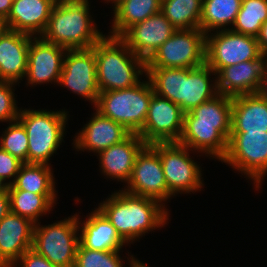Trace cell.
Here are the masks:
<instances>
[{
    "mask_svg": "<svg viewBox=\"0 0 267 267\" xmlns=\"http://www.w3.org/2000/svg\"><path fill=\"white\" fill-rule=\"evenodd\" d=\"M165 206L154 199L129 194L122 188L100 202L98 209L129 244L145 236L148 231L167 224L169 212Z\"/></svg>",
    "mask_w": 267,
    "mask_h": 267,
    "instance_id": "1",
    "label": "cell"
},
{
    "mask_svg": "<svg viewBox=\"0 0 267 267\" xmlns=\"http://www.w3.org/2000/svg\"><path fill=\"white\" fill-rule=\"evenodd\" d=\"M89 6L88 0H57L40 37L67 50L92 48L106 34L91 19Z\"/></svg>",
    "mask_w": 267,
    "mask_h": 267,
    "instance_id": "2",
    "label": "cell"
},
{
    "mask_svg": "<svg viewBox=\"0 0 267 267\" xmlns=\"http://www.w3.org/2000/svg\"><path fill=\"white\" fill-rule=\"evenodd\" d=\"M92 49L100 92L133 87L146 74V61L135 55L120 37L106 35Z\"/></svg>",
    "mask_w": 267,
    "mask_h": 267,
    "instance_id": "3",
    "label": "cell"
},
{
    "mask_svg": "<svg viewBox=\"0 0 267 267\" xmlns=\"http://www.w3.org/2000/svg\"><path fill=\"white\" fill-rule=\"evenodd\" d=\"M68 111L20 108L18 120L28 136V163L51 165L50 157L60 149L68 121Z\"/></svg>",
    "mask_w": 267,
    "mask_h": 267,
    "instance_id": "4",
    "label": "cell"
},
{
    "mask_svg": "<svg viewBox=\"0 0 267 267\" xmlns=\"http://www.w3.org/2000/svg\"><path fill=\"white\" fill-rule=\"evenodd\" d=\"M122 90L100 92L94 110L121 124L130 133L138 134L147 117L154 93L149 79Z\"/></svg>",
    "mask_w": 267,
    "mask_h": 267,
    "instance_id": "5",
    "label": "cell"
},
{
    "mask_svg": "<svg viewBox=\"0 0 267 267\" xmlns=\"http://www.w3.org/2000/svg\"><path fill=\"white\" fill-rule=\"evenodd\" d=\"M40 223L34 224L32 249L58 267H74L79 245L77 213L53 224Z\"/></svg>",
    "mask_w": 267,
    "mask_h": 267,
    "instance_id": "6",
    "label": "cell"
},
{
    "mask_svg": "<svg viewBox=\"0 0 267 267\" xmlns=\"http://www.w3.org/2000/svg\"><path fill=\"white\" fill-rule=\"evenodd\" d=\"M221 162L244 173L254 181L258 191L267 175V131L231 132L227 152Z\"/></svg>",
    "mask_w": 267,
    "mask_h": 267,
    "instance_id": "7",
    "label": "cell"
},
{
    "mask_svg": "<svg viewBox=\"0 0 267 267\" xmlns=\"http://www.w3.org/2000/svg\"><path fill=\"white\" fill-rule=\"evenodd\" d=\"M159 155L171 196L201 191L204 186L200 164L192 160L188 147L178 142L150 145Z\"/></svg>",
    "mask_w": 267,
    "mask_h": 267,
    "instance_id": "8",
    "label": "cell"
},
{
    "mask_svg": "<svg viewBox=\"0 0 267 267\" xmlns=\"http://www.w3.org/2000/svg\"><path fill=\"white\" fill-rule=\"evenodd\" d=\"M206 34L200 29L176 30L146 61V67L197 68L205 64Z\"/></svg>",
    "mask_w": 267,
    "mask_h": 267,
    "instance_id": "9",
    "label": "cell"
},
{
    "mask_svg": "<svg viewBox=\"0 0 267 267\" xmlns=\"http://www.w3.org/2000/svg\"><path fill=\"white\" fill-rule=\"evenodd\" d=\"M213 32L206 34L205 63L215 73L227 66L256 60L262 55L256 37L230 29Z\"/></svg>",
    "mask_w": 267,
    "mask_h": 267,
    "instance_id": "10",
    "label": "cell"
},
{
    "mask_svg": "<svg viewBox=\"0 0 267 267\" xmlns=\"http://www.w3.org/2000/svg\"><path fill=\"white\" fill-rule=\"evenodd\" d=\"M123 190L132 195L154 199L162 205L171 199L161 159L150 145H145L137 154L132 175Z\"/></svg>",
    "mask_w": 267,
    "mask_h": 267,
    "instance_id": "11",
    "label": "cell"
},
{
    "mask_svg": "<svg viewBox=\"0 0 267 267\" xmlns=\"http://www.w3.org/2000/svg\"><path fill=\"white\" fill-rule=\"evenodd\" d=\"M183 121L184 112L179 105L153 93L145 124L138 135L146 145L178 142Z\"/></svg>",
    "mask_w": 267,
    "mask_h": 267,
    "instance_id": "12",
    "label": "cell"
},
{
    "mask_svg": "<svg viewBox=\"0 0 267 267\" xmlns=\"http://www.w3.org/2000/svg\"><path fill=\"white\" fill-rule=\"evenodd\" d=\"M59 85L84 97L96 106L100 89L97 82L96 57L92 48L67 50Z\"/></svg>",
    "mask_w": 267,
    "mask_h": 267,
    "instance_id": "13",
    "label": "cell"
},
{
    "mask_svg": "<svg viewBox=\"0 0 267 267\" xmlns=\"http://www.w3.org/2000/svg\"><path fill=\"white\" fill-rule=\"evenodd\" d=\"M230 134L231 125L195 124V117L187 112L178 143L221 161L227 152Z\"/></svg>",
    "mask_w": 267,
    "mask_h": 267,
    "instance_id": "14",
    "label": "cell"
},
{
    "mask_svg": "<svg viewBox=\"0 0 267 267\" xmlns=\"http://www.w3.org/2000/svg\"><path fill=\"white\" fill-rule=\"evenodd\" d=\"M66 51V48L49 43L40 36L32 37L28 49L26 85L58 84Z\"/></svg>",
    "mask_w": 267,
    "mask_h": 267,
    "instance_id": "15",
    "label": "cell"
},
{
    "mask_svg": "<svg viewBox=\"0 0 267 267\" xmlns=\"http://www.w3.org/2000/svg\"><path fill=\"white\" fill-rule=\"evenodd\" d=\"M176 31L161 13L134 24L120 38L137 56L147 61Z\"/></svg>",
    "mask_w": 267,
    "mask_h": 267,
    "instance_id": "16",
    "label": "cell"
},
{
    "mask_svg": "<svg viewBox=\"0 0 267 267\" xmlns=\"http://www.w3.org/2000/svg\"><path fill=\"white\" fill-rule=\"evenodd\" d=\"M265 72L263 54L256 60L224 67L216 73L219 94L229 97L254 94Z\"/></svg>",
    "mask_w": 267,
    "mask_h": 267,
    "instance_id": "17",
    "label": "cell"
},
{
    "mask_svg": "<svg viewBox=\"0 0 267 267\" xmlns=\"http://www.w3.org/2000/svg\"><path fill=\"white\" fill-rule=\"evenodd\" d=\"M129 134L130 132L121 124L103 116L96 110L89 122L79 133H76L77 136L75 135L72 144L77 149L76 151L88 150L97 154L123 141Z\"/></svg>",
    "mask_w": 267,
    "mask_h": 267,
    "instance_id": "18",
    "label": "cell"
},
{
    "mask_svg": "<svg viewBox=\"0 0 267 267\" xmlns=\"http://www.w3.org/2000/svg\"><path fill=\"white\" fill-rule=\"evenodd\" d=\"M138 134L130 133L123 141L97 153L101 173L112 180L127 184L133 172L137 154L145 146Z\"/></svg>",
    "mask_w": 267,
    "mask_h": 267,
    "instance_id": "19",
    "label": "cell"
},
{
    "mask_svg": "<svg viewBox=\"0 0 267 267\" xmlns=\"http://www.w3.org/2000/svg\"><path fill=\"white\" fill-rule=\"evenodd\" d=\"M33 36L6 29L0 36V81L21 83L28 64V49Z\"/></svg>",
    "mask_w": 267,
    "mask_h": 267,
    "instance_id": "20",
    "label": "cell"
},
{
    "mask_svg": "<svg viewBox=\"0 0 267 267\" xmlns=\"http://www.w3.org/2000/svg\"><path fill=\"white\" fill-rule=\"evenodd\" d=\"M34 224L11 211L0 221V257L9 267L32 248Z\"/></svg>",
    "mask_w": 267,
    "mask_h": 267,
    "instance_id": "21",
    "label": "cell"
},
{
    "mask_svg": "<svg viewBox=\"0 0 267 267\" xmlns=\"http://www.w3.org/2000/svg\"><path fill=\"white\" fill-rule=\"evenodd\" d=\"M57 0H13L11 11L4 21L7 29L40 36L49 21Z\"/></svg>",
    "mask_w": 267,
    "mask_h": 267,
    "instance_id": "22",
    "label": "cell"
},
{
    "mask_svg": "<svg viewBox=\"0 0 267 267\" xmlns=\"http://www.w3.org/2000/svg\"><path fill=\"white\" fill-rule=\"evenodd\" d=\"M79 243L91 250L121 251L127 243L120 237L116 228L110 223L105 215L95 208L86 220L78 217Z\"/></svg>",
    "mask_w": 267,
    "mask_h": 267,
    "instance_id": "23",
    "label": "cell"
},
{
    "mask_svg": "<svg viewBox=\"0 0 267 267\" xmlns=\"http://www.w3.org/2000/svg\"><path fill=\"white\" fill-rule=\"evenodd\" d=\"M215 71L206 63L197 68H182L181 109L187 113L218 95ZM214 82V83H212Z\"/></svg>",
    "mask_w": 267,
    "mask_h": 267,
    "instance_id": "24",
    "label": "cell"
},
{
    "mask_svg": "<svg viewBox=\"0 0 267 267\" xmlns=\"http://www.w3.org/2000/svg\"><path fill=\"white\" fill-rule=\"evenodd\" d=\"M267 131V101L257 93L232 98L231 132Z\"/></svg>",
    "mask_w": 267,
    "mask_h": 267,
    "instance_id": "25",
    "label": "cell"
},
{
    "mask_svg": "<svg viewBox=\"0 0 267 267\" xmlns=\"http://www.w3.org/2000/svg\"><path fill=\"white\" fill-rule=\"evenodd\" d=\"M109 36L121 37L134 24L161 12V0H118L113 5Z\"/></svg>",
    "mask_w": 267,
    "mask_h": 267,
    "instance_id": "26",
    "label": "cell"
},
{
    "mask_svg": "<svg viewBox=\"0 0 267 267\" xmlns=\"http://www.w3.org/2000/svg\"><path fill=\"white\" fill-rule=\"evenodd\" d=\"M53 169L47 164H22L8 190H25L35 194H57ZM57 192V193H56Z\"/></svg>",
    "mask_w": 267,
    "mask_h": 267,
    "instance_id": "27",
    "label": "cell"
},
{
    "mask_svg": "<svg viewBox=\"0 0 267 267\" xmlns=\"http://www.w3.org/2000/svg\"><path fill=\"white\" fill-rule=\"evenodd\" d=\"M10 211L38 223L39 217L50 214L56 204L57 194H35L25 190H8Z\"/></svg>",
    "mask_w": 267,
    "mask_h": 267,
    "instance_id": "28",
    "label": "cell"
},
{
    "mask_svg": "<svg viewBox=\"0 0 267 267\" xmlns=\"http://www.w3.org/2000/svg\"><path fill=\"white\" fill-rule=\"evenodd\" d=\"M241 2L242 0H203L200 29L205 34L215 30H229L235 22Z\"/></svg>",
    "mask_w": 267,
    "mask_h": 267,
    "instance_id": "29",
    "label": "cell"
},
{
    "mask_svg": "<svg viewBox=\"0 0 267 267\" xmlns=\"http://www.w3.org/2000/svg\"><path fill=\"white\" fill-rule=\"evenodd\" d=\"M203 0H161V13L176 28H200Z\"/></svg>",
    "mask_w": 267,
    "mask_h": 267,
    "instance_id": "30",
    "label": "cell"
},
{
    "mask_svg": "<svg viewBox=\"0 0 267 267\" xmlns=\"http://www.w3.org/2000/svg\"><path fill=\"white\" fill-rule=\"evenodd\" d=\"M154 93L181 107L182 68L146 67Z\"/></svg>",
    "mask_w": 267,
    "mask_h": 267,
    "instance_id": "31",
    "label": "cell"
},
{
    "mask_svg": "<svg viewBox=\"0 0 267 267\" xmlns=\"http://www.w3.org/2000/svg\"><path fill=\"white\" fill-rule=\"evenodd\" d=\"M267 21V0H242L231 31L257 37Z\"/></svg>",
    "mask_w": 267,
    "mask_h": 267,
    "instance_id": "32",
    "label": "cell"
},
{
    "mask_svg": "<svg viewBox=\"0 0 267 267\" xmlns=\"http://www.w3.org/2000/svg\"><path fill=\"white\" fill-rule=\"evenodd\" d=\"M189 112L195 117V124L231 125L232 97L218 94Z\"/></svg>",
    "mask_w": 267,
    "mask_h": 267,
    "instance_id": "33",
    "label": "cell"
},
{
    "mask_svg": "<svg viewBox=\"0 0 267 267\" xmlns=\"http://www.w3.org/2000/svg\"><path fill=\"white\" fill-rule=\"evenodd\" d=\"M0 147L20 162L28 163V136L23 124L17 119L9 122L0 137Z\"/></svg>",
    "mask_w": 267,
    "mask_h": 267,
    "instance_id": "34",
    "label": "cell"
},
{
    "mask_svg": "<svg viewBox=\"0 0 267 267\" xmlns=\"http://www.w3.org/2000/svg\"><path fill=\"white\" fill-rule=\"evenodd\" d=\"M74 267H123L120 251H99L77 247Z\"/></svg>",
    "mask_w": 267,
    "mask_h": 267,
    "instance_id": "35",
    "label": "cell"
},
{
    "mask_svg": "<svg viewBox=\"0 0 267 267\" xmlns=\"http://www.w3.org/2000/svg\"><path fill=\"white\" fill-rule=\"evenodd\" d=\"M17 83L0 81V122H12L18 119L20 109L15 100L14 85Z\"/></svg>",
    "mask_w": 267,
    "mask_h": 267,
    "instance_id": "36",
    "label": "cell"
},
{
    "mask_svg": "<svg viewBox=\"0 0 267 267\" xmlns=\"http://www.w3.org/2000/svg\"><path fill=\"white\" fill-rule=\"evenodd\" d=\"M22 164L23 163L13 155L0 147V178L3 181L9 180L8 185H11L14 182Z\"/></svg>",
    "mask_w": 267,
    "mask_h": 267,
    "instance_id": "37",
    "label": "cell"
},
{
    "mask_svg": "<svg viewBox=\"0 0 267 267\" xmlns=\"http://www.w3.org/2000/svg\"><path fill=\"white\" fill-rule=\"evenodd\" d=\"M19 265V266H18ZM58 267L52 264L44 256L38 254L34 249L24 252L12 267Z\"/></svg>",
    "mask_w": 267,
    "mask_h": 267,
    "instance_id": "38",
    "label": "cell"
},
{
    "mask_svg": "<svg viewBox=\"0 0 267 267\" xmlns=\"http://www.w3.org/2000/svg\"><path fill=\"white\" fill-rule=\"evenodd\" d=\"M10 212V196L8 190L0 193V221Z\"/></svg>",
    "mask_w": 267,
    "mask_h": 267,
    "instance_id": "39",
    "label": "cell"
},
{
    "mask_svg": "<svg viewBox=\"0 0 267 267\" xmlns=\"http://www.w3.org/2000/svg\"><path fill=\"white\" fill-rule=\"evenodd\" d=\"M256 38L261 53L263 54L267 52V21L262 24L260 32Z\"/></svg>",
    "mask_w": 267,
    "mask_h": 267,
    "instance_id": "40",
    "label": "cell"
},
{
    "mask_svg": "<svg viewBox=\"0 0 267 267\" xmlns=\"http://www.w3.org/2000/svg\"><path fill=\"white\" fill-rule=\"evenodd\" d=\"M13 0H0V20L5 21L11 11Z\"/></svg>",
    "mask_w": 267,
    "mask_h": 267,
    "instance_id": "41",
    "label": "cell"
},
{
    "mask_svg": "<svg viewBox=\"0 0 267 267\" xmlns=\"http://www.w3.org/2000/svg\"><path fill=\"white\" fill-rule=\"evenodd\" d=\"M256 93L267 101V73L263 74L258 91Z\"/></svg>",
    "mask_w": 267,
    "mask_h": 267,
    "instance_id": "42",
    "label": "cell"
},
{
    "mask_svg": "<svg viewBox=\"0 0 267 267\" xmlns=\"http://www.w3.org/2000/svg\"><path fill=\"white\" fill-rule=\"evenodd\" d=\"M130 258V259H129ZM127 259L129 260V267H149L146 264L140 262L138 259L134 258L133 255H131L130 257H127Z\"/></svg>",
    "mask_w": 267,
    "mask_h": 267,
    "instance_id": "43",
    "label": "cell"
},
{
    "mask_svg": "<svg viewBox=\"0 0 267 267\" xmlns=\"http://www.w3.org/2000/svg\"><path fill=\"white\" fill-rule=\"evenodd\" d=\"M8 182H5L3 181L1 178H0V193H3L5 191L8 190Z\"/></svg>",
    "mask_w": 267,
    "mask_h": 267,
    "instance_id": "44",
    "label": "cell"
},
{
    "mask_svg": "<svg viewBox=\"0 0 267 267\" xmlns=\"http://www.w3.org/2000/svg\"><path fill=\"white\" fill-rule=\"evenodd\" d=\"M7 29L6 24L4 23V21L0 20V36L2 35V33Z\"/></svg>",
    "mask_w": 267,
    "mask_h": 267,
    "instance_id": "45",
    "label": "cell"
},
{
    "mask_svg": "<svg viewBox=\"0 0 267 267\" xmlns=\"http://www.w3.org/2000/svg\"><path fill=\"white\" fill-rule=\"evenodd\" d=\"M263 57H264V67H265L264 73H267V52L263 53Z\"/></svg>",
    "mask_w": 267,
    "mask_h": 267,
    "instance_id": "46",
    "label": "cell"
},
{
    "mask_svg": "<svg viewBox=\"0 0 267 267\" xmlns=\"http://www.w3.org/2000/svg\"><path fill=\"white\" fill-rule=\"evenodd\" d=\"M0 267H9L0 257Z\"/></svg>",
    "mask_w": 267,
    "mask_h": 267,
    "instance_id": "47",
    "label": "cell"
},
{
    "mask_svg": "<svg viewBox=\"0 0 267 267\" xmlns=\"http://www.w3.org/2000/svg\"><path fill=\"white\" fill-rule=\"evenodd\" d=\"M105 1V3H106V1H107V3L109 2H111V4L113 5V3H115L116 1H118V0H104Z\"/></svg>",
    "mask_w": 267,
    "mask_h": 267,
    "instance_id": "48",
    "label": "cell"
}]
</instances>
